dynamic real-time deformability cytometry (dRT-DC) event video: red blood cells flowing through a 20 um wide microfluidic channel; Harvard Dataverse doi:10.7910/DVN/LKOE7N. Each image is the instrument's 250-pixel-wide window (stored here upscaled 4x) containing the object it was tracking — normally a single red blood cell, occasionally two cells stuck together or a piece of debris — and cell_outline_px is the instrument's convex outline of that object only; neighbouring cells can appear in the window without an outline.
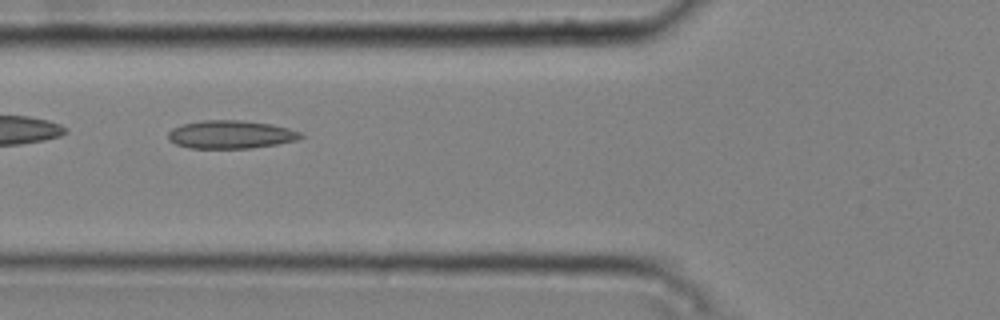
{"species": "common noctule bat (a hibernating species)", "species_latin": "Nyctalus noctula", "temperature_condition": "cold", "stored_images_in_passage": 8, "camera_frame_rate_fps": 3000, "um_per_image_px": 0.085, "animal": {"sex": "male", "body_mass_g": 20.4}, "frame": {"image": 1, "passage_image": 3, "time_ms": 0.667, "image_size_px": [1000, 320], "cell_outline_px": [[304, 136], [296, 140], [276, 144], [252, 148], [188, 148], [176, 144], [168, 140], [168, 132], [172, 128], [180, 124], [200, 120], [240, 120], [272, 124], [288, 128], [300, 132]], "centroid_in_image_um": [19.57, 11.43], "position_along_channel_um": 106.2, "area_um2": 21.85}}
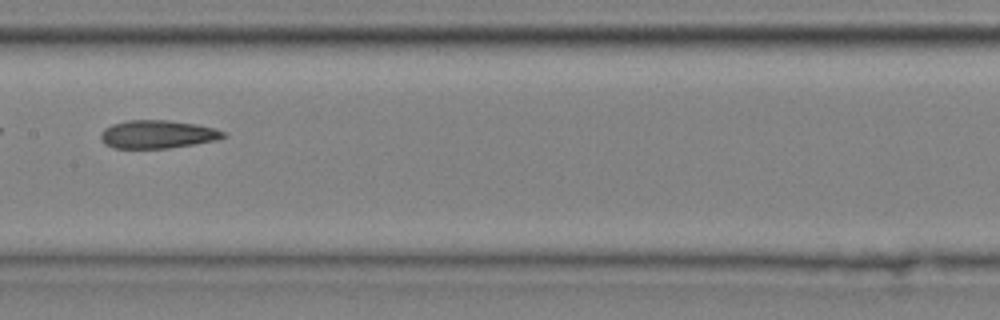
{"frame": {"image": 2, "passage_image": 5, "time_ms": 1.333, "image_size_px": [1000, 320], "cell_outline_px": [[228, 136], [216, 140], [168, 148], [112, 148], [104, 144], [100, 140], [100, 132], [104, 128], [112, 124], [128, 120], [168, 120], [196, 124], [216, 128], [224, 132]], "centroid_in_image_um": [13.36, 11.41], "position_along_channel_um": 194.0, "area_um2": 20.23}}
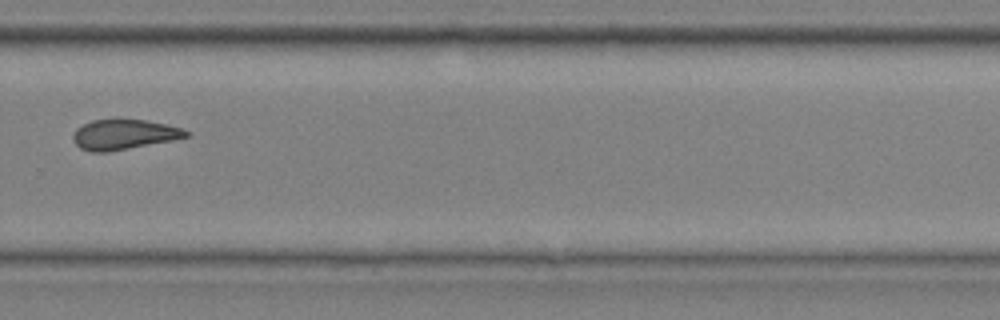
{"frame": {"image": 3, "passage_image": 8, "time_ms": 2.333, "image_size_px": [1000, 320], "cell_outline_px": [[192, 136], [172, 140], [108, 152], [92, 152], [80, 148], [72, 140], [72, 136], [76, 128], [92, 120], [144, 120], [168, 124], [184, 128], [192, 132]], "centroid_in_image_um": [10.58, 11.43], "position_along_channel_um": 319.2, "area_um2": 19.88}}